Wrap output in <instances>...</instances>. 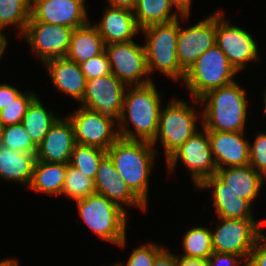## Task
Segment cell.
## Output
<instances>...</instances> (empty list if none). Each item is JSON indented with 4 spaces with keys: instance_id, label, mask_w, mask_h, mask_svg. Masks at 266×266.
Here are the masks:
<instances>
[{
    "instance_id": "1",
    "label": "cell",
    "mask_w": 266,
    "mask_h": 266,
    "mask_svg": "<svg viewBox=\"0 0 266 266\" xmlns=\"http://www.w3.org/2000/svg\"><path fill=\"white\" fill-rule=\"evenodd\" d=\"M153 82L135 85L130 91H125L122 112L117 120L119 121L117 122L119 138L147 142L155 139L161 111V98ZM130 122L135 132L127 128L126 125L130 126Z\"/></svg>"
},
{
    "instance_id": "2",
    "label": "cell",
    "mask_w": 266,
    "mask_h": 266,
    "mask_svg": "<svg viewBox=\"0 0 266 266\" xmlns=\"http://www.w3.org/2000/svg\"><path fill=\"white\" fill-rule=\"evenodd\" d=\"M246 90L235 81L207 92L195 103H204L202 127L208 131L244 132L247 118ZM208 100V101H207Z\"/></svg>"
},
{
    "instance_id": "3",
    "label": "cell",
    "mask_w": 266,
    "mask_h": 266,
    "mask_svg": "<svg viewBox=\"0 0 266 266\" xmlns=\"http://www.w3.org/2000/svg\"><path fill=\"white\" fill-rule=\"evenodd\" d=\"M151 142L119 138L106 152L129 189L147 206L148 180L156 155Z\"/></svg>"
},
{
    "instance_id": "4",
    "label": "cell",
    "mask_w": 266,
    "mask_h": 266,
    "mask_svg": "<svg viewBox=\"0 0 266 266\" xmlns=\"http://www.w3.org/2000/svg\"><path fill=\"white\" fill-rule=\"evenodd\" d=\"M141 31L145 34L144 44L149 75L158 69L172 80H183L185 71L180 67L177 56L179 18L161 24L147 26Z\"/></svg>"
},
{
    "instance_id": "5",
    "label": "cell",
    "mask_w": 266,
    "mask_h": 266,
    "mask_svg": "<svg viewBox=\"0 0 266 266\" xmlns=\"http://www.w3.org/2000/svg\"><path fill=\"white\" fill-rule=\"evenodd\" d=\"M78 211L88 227L102 240L124 247L127 212L107 197L94 193L76 200Z\"/></svg>"
},
{
    "instance_id": "6",
    "label": "cell",
    "mask_w": 266,
    "mask_h": 266,
    "mask_svg": "<svg viewBox=\"0 0 266 266\" xmlns=\"http://www.w3.org/2000/svg\"><path fill=\"white\" fill-rule=\"evenodd\" d=\"M238 72L229 63L224 52L215 44L202 53L185 72L182 80L193 99H200L210 90L234 82Z\"/></svg>"
},
{
    "instance_id": "7",
    "label": "cell",
    "mask_w": 266,
    "mask_h": 266,
    "mask_svg": "<svg viewBox=\"0 0 266 266\" xmlns=\"http://www.w3.org/2000/svg\"><path fill=\"white\" fill-rule=\"evenodd\" d=\"M198 118L195 108L180 99H172L166 108H161L158 131L151 142L155 146L160 138L163 144L165 159L174 153L191 136L199 130L196 127Z\"/></svg>"
},
{
    "instance_id": "8",
    "label": "cell",
    "mask_w": 266,
    "mask_h": 266,
    "mask_svg": "<svg viewBox=\"0 0 266 266\" xmlns=\"http://www.w3.org/2000/svg\"><path fill=\"white\" fill-rule=\"evenodd\" d=\"M219 219L221 222H218L217 230L211 232L213 252L231 253L243 257L245 262L243 266H247L250 252L262 232L261 227L266 225V220L258 222L244 219Z\"/></svg>"
},
{
    "instance_id": "9",
    "label": "cell",
    "mask_w": 266,
    "mask_h": 266,
    "mask_svg": "<svg viewBox=\"0 0 266 266\" xmlns=\"http://www.w3.org/2000/svg\"><path fill=\"white\" fill-rule=\"evenodd\" d=\"M105 51L112 74L127 86L145 85L153 81L147 76L149 71L144 45L136 44L133 40L110 43L105 45Z\"/></svg>"
},
{
    "instance_id": "10",
    "label": "cell",
    "mask_w": 266,
    "mask_h": 266,
    "mask_svg": "<svg viewBox=\"0 0 266 266\" xmlns=\"http://www.w3.org/2000/svg\"><path fill=\"white\" fill-rule=\"evenodd\" d=\"M203 130L204 132L200 130L196 132L166 159L169 171H172L176 163H178L177 161L180 160L190 170L189 172L196 187L206 178L217 173V166L212 155L208 130L205 128Z\"/></svg>"
},
{
    "instance_id": "11",
    "label": "cell",
    "mask_w": 266,
    "mask_h": 266,
    "mask_svg": "<svg viewBox=\"0 0 266 266\" xmlns=\"http://www.w3.org/2000/svg\"><path fill=\"white\" fill-rule=\"evenodd\" d=\"M216 45L237 72L242 71L249 62L260 60L258 45L251 34L229 24L220 10L216 12Z\"/></svg>"
},
{
    "instance_id": "12",
    "label": "cell",
    "mask_w": 266,
    "mask_h": 266,
    "mask_svg": "<svg viewBox=\"0 0 266 266\" xmlns=\"http://www.w3.org/2000/svg\"><path fill=\"white\" fill-rule=\"evenodd\" d=\"M68 118L74 127L76 144L96 146L107 151L119 139L118 131L113 127L116 119L111 116L81 106Z\"/></svg>"
},
{
    "instance_id": "13",
    "label": "cell",
    "mask_w": 266,
    "mask_h": 266,
    "mask_svg": "<svg viewBox=\"0 0 266 266\" xmlns=\"http://www.w3.org/2000/svg\"><path fill=\"white\" fill-rule=\"evenodd\" d=\"M73 28L34 21L31 17L23 33L24 39L45 62L67 58Z\"/></svg>"
},
{
    "instance_id": "14",
    "label": "cell",
    "mask_w": 266,
    "mask_h": 266,
    "mask_svg": "<svg viewBox=\"0 0 266 266\" xmlns=\"http://www.w3.org/2000/svg\"><path fill=\"white\" fill-rule=\"evenodd\" d=\"M127 85L112 73L86 80L82 107L119 119Z\"/></svg>"
},
{
    "instance_id": "15",
    "label": "cell",
    "mask_w": 266,
    "mask_h": 266,
    "mask_svg": "<svg viewBox=\"0 0 266 266\" xmlns=\"http://www.w3.org/2000/svg\"><path fill=\"white\" fill-rule=\"evenodd\" d=\"M216 44V13L197 24L180 27L177 40V56L180 67L186 72L198 57Z\"/></svg>"
},
{
    "instance_id": "16",
    "label": "cell",
    "mask_w": 266,
    "mask_h": 266,
    "mask_svg": "<svg viewBox=\"0 0 266 266\" xmlns=\"http://www.w3.org/2000/svg\"><path fill=\"white\" fill-rule=\"evenodd\" d=\"M84 3V0H33L31 18L48 24L79 28L90 22Z\"/></svg>"
},
{
    "instance_id": "17",
    "label": "cell",
    "mask_w": 266,
    "mask_h": 266,
    "mask_svg": "<svg viewBox=\"0 0 266 266\" xmlns=\"http://www.w3.org/2000/svg\"><path fill=\"white\" fill-rule=\"evenodd\" d=\"M58 118L37 147L36 160L69 164L76 145L75 132L68 117Z\"/></svg>"
},
{
    "instance_id": "18",
    "label": "cell",
    "mask_w": 266,
    "mask_h": 266,
    "mask_svg": "<svg viewBox=\"0 0 266 266\" xmlns=\"http://www.w3.org/2000/svg\"><path fill=\"white\" fill-rule=\"evenodd\" d=\"M95 191L111 200L114 204L122 206H138L144 211L147 206L129 189L125 181L115 168L113 161L106 155L100 162L94 179Z\"/></svg>"
},
{
    "instance_id": "19",
    "label": "cell",
    "mask_w": 266,
    "mask_h": 266,
    "mask_svg": "<svg viewBox=\"0 0 266 266\" xmlns=\"http://www.w3.org/2000/svg\"><path fill=\"white\" fill-rule=\"evenodd\" d=\"M208 137L217 169L249 164L250 144L244 132L208 131Z\"/></svg>"
},
{
    "instance_id": "20",
    "label": "cell",
    "mask_w": 266,
    "mask_h": 266,
    "mask_svg": "<svg viewBox=\"0 0 266 266\" xmlns=\"http://www.w3.org/2000/svg\"><path fill=\"white\" fill-rule=\"evenodd\" d=\"M197 188L213 189V205L219 218L255 220L252 204L241 197H236L216 174L206 178Z\"/></svg>"
},
{
    "instance_id": "21",
    "label": "cell",
    "mask_w": 266,
    "mask_h": 266,
    "mask_svg": "<svg viewBox=\"0 0 266 266\" xmlns=\"http://www.w3.org/2000/svg\"><path fill=\"white\" fill-rule=\"evenodd\" d=\"M94 26L105 45L132 41V38L141 31L132 10L110 6H107L100 22Z\"/></svg>"
},
{
    "instance_id": "22",
    "label": "cell",
    "mask_w": 266,
    "mask_h": 266,
    "mask_svg": "<svg viewBox=\"0 0 266 266\" xmlns=\"http://www.w3.org/2000/svg\"><path fill=\"white\" fill-rule=\"evenodd\" d=\"M51 81L56 89L81 102L84 97L86 78L81 67L67 58L45 62Z\"/></svg>"
},
{
    "instance_id": "23",
    "label": "cell",
    "mask_w": 266,
    "mask_h": 266,
    "mask_svg": "<svg viewBox=\"0 0 266 266\" xmlns=\"http://www.w3.org/2000/svg\"><path fill=\"white\" fill-rule=\"evenodd\" d=\"M216 175L236 195L250 204L257 196L265 178L250 164L217 169Z\"/></svg>"
},
{
    "instance_id": "24",
    "label": "cell",
    "mask_w": 266,
    "mask_h": 266,
    "mask_svg": "<svg viewBox=\"0 0 266 266\" xmlns=\"http://www.w3.org/2000/svg\"><path fill=\"white\" fill-rule=\"evenodd\" d=\"M105 51V43L97 28L90 22L73 29L67 59L79 66Z\"/></svg>"
},
{
    "instance_id": "25",
    "label": "cell",
    "mask_w": 266,
    "mask_h": 266,
    "mask_svg": "<svg viewBox=\"0 0 266 266\" xmlns=\"http://www.w3.org/2000/svg\"><path fill=\"white\" fill-rule=\"evenodd\" d=\"M35 155L0 145V177L29 187L33 178Z\"/></svg>"
},
{
    "instance_id": "26",
    "label": "cell",
    "mask_w": 266,
    "mask_h": 266,
    "mask_svg": "<svg viewBox=\"0 0 266 266\" xmlns=\"http://www.w3.org/2000/svg\"><path fill=\"white\" fill-rule=\"evenodd\" d=\"M65 163L35 161L29 188L52 196H60L67 170Z\"/></svg>"
},
{
    "instance_id": "27",
    "label": "cell",
    "mask_w": 266,
    "mask_h": 266,
    "mask_svg": "<svg viewBox=\"0 0 266 266\" xmlns=\"http://www.w3.org/2000/svg\"><path fill=\"white\" fill-rule=\"evenodd\" d=\"M58 118L52 111L46 110L41 100L36 97L28 106L21 124L38 147Z\"/></svg>"
},
{
    "instance_id": "28",
    "label": "cell",
    "mask_w": 266,
    "mask_h": 266,
    "mask_svg": "<svg viewBox=\"0 0 266 266\" xmlns=\"http://www.w3.org/2000/svg\"><path fill=\"white\" fill-rule=\"evenodd\" d=\"M170 0H136L133 9L137 26L143 29L153 24L168 23L178 19L179 14L172 12Z\"/></svg>"
},
{
    "instance_id": "29",
    "label": "cell",
    "mask_w": 266,
    "mask_h": 266,
    "mask_svg": "<svg viewBox=\"0 0 266 266\" xmlns=\"http://www.w3.org/2000/svg\"><path fill=\"white\" fill-rule=\"evenodd\" d=\"M106 155V150L102 148L76 144L69 165L94 181L98 166Z\"/></svg>"
},
{
    "instance_id": "30",
    "label": "cell",
    "mask_w": 266,
    "mask_h": 266,
    "mask_svg": "<svg viewBox=\"0 0 266 266\" xmlns=\"http://www.w3.org/2000/svg\"><path fill=\"white\" fill-rule=\"evenodd\" d=\"M211 232L206 227L197 226L188 229L182 240L185 253L181 256L208 260L213 253Z\"/></svg>"
},
{
    "instance_id": "31",
    "label": "cell",
    "mask_w": 266,
    "mask_h": 266,
    "mask_svg": "<svg viewBox=\"0 0 266 266\" xmlns=\"http://www.w3.org/2000/svg\"><path fill=\"white\" fill-rule=\"evenodd\" d=\"M31 17L30 0H0V27L17 25L23 35L26 24Z\"/></svg>"
},
{
    "instance_id": "32",
    "label": "cell",
    "mask_w": 266,
    "mask_h": 266,
    "mask_svg": "<svg viewBox=\"0 0 266 266\" xmlns=\"http://www.w3.org/2000/svg\"><path fill=\"white\" fill-rule=\"evenodd\" d=\"M94 193H96L94 181L68 164L61 194L76 201Z\"/></svg>"
},
{
    "instance_id": "33",
    "label": "cell",
    "mask_w": 266,
    "mask_h": 266,
    "mask_svg": "<svg viewBox=\"0 0 266 266\" xmlns=\"http://www.w3.org/2000/svg\"><path fill=\"white\" fill-rule=\"evenodd\" d=\"M0 145L28 154H36L37 152V146L33 143L21 123L4 126Z\"/></svg>"
},
{
    "instance_id": "34",
    "label": "cell",
    "mask_w": 266,
    "mask_h": 266,
    "mask_svg": "<svg viewBox=\"0 0 266 266\" xmlns=\"http://www.w3.org/2000/svg\"><path fill=\"white\" fill-rule=\"evenodd\" d=\"M37 97L34 92L21 93L15 100L0 110V120L4 126L20 124L30 103Z\"/></svg>"
},
{
    "instance_id": "35",
    "label": "cell",
    "mask_w": 266,
    "mask_h": 266,
    "mask_svg": "<svg viewBox=\"0 0 266 266\" xmlns=\"http://www.w3.org/2000/svg\"><path fill=\"white\" fill-rule=\"evenodd\" d=\"M163 246L155 243H147L136 247L131 253L127 263L123 266H153L156 256L163 250Z\"/></svg>"
},
{
    "instance_id": "36",
    "label": "cell",
    "mask_w": 266,
    "mask_h": 266,
    "mask_svg": "<svg viewBox=\"0 0 266 266\" xmlns=\"http://www.w3.org/2000/svg\"><path fill=\"white\" fill-rule=\"evenodd\" d=\"M249 164L266 178V133H259L253 144L249 145Z\"/></svg>"
},
{
    "instance_id": "37",
    "label": "cell",
    "mask_w": 266,
    "mask_h": 266,
    "mask_svg": "<svg viewBox=\"0 0 266 266\" xmlns=\"http://www.w3.org/2000/svg\"><path fill=\"white\" fill-rule=\"evenodd\" d=\"M80 67L86 80L103 77L112 73L106 51L87 60L85 63L80 65Z\"/></svg>"
},
{
    "instance_id": "38",
    "label": "cell",
    "mask_w": 266,
    "mask_h": 266,
    "mask_svg": "<svg viewBox=\"0 0 266 266\" xmlns=\"http://www.w3.org/2000/svg\"><path fill=\"white\" fill-rule=\"evenodd\" d=\"M247 266H266V236L262 232L250 252Z\"/></svg>"
},
{
    "instance_id": "39",
    "label": "cell",
    "mask_w": 266,
    "mask_h": 266,
    "mask_svg": "<svg viewBox=\"0 0 266 266\" xmlns=\"http://www.w3.org/2000/svg\"><path fill=\"white\" fill-rule=\"evenodd\" d=\"M241 258L243 259V257L231 253L213 252L208 258V262L209 266H240Z\"/></svg>"
},
{
    "instance_id": "40",
    "label": "cell",
    "mask_w": 266,
    "mask_h": 266,
    "mask_svg": "<svg viewBox=\"0 0 266 266\" xmlns=\"http://www.w3.org/2000/svg\"><path fill=\"white\" fill-rule=\"evenodd\" d=\"M21 92L8 84H0V110L5 108L10 102L15 100Z\"/></svg>"
},
{
    "instance_id": "41",
    "label": "cell",
    "mask_w": 266,
    "mask_h": 266,
    "mask_svg": "<svg viewBox=\"0 0 266 266\" xmlns=\"http://www.w3.org/2000/svg\"><path fill=\"white\" fill-rule=\"evenodd\" d=\"M153 266H177V255L163 249L155 258Z\"/></svg>"
},
{
    "instance_id": "42",
    "label": "cell",
    "mask_w": 266,
    "mask_h": 266,
    "mask_svg": "<svg viewBox=\"0 0 266 266\" xmlns=\"http://www.w3.org/2000/svg\"><path fill=\"white\" fill-rule=\"evenodd\" d=\"M177 266H209V262L202 258H188L177 256Z\"/></svg>"
},
{
    "instance_id": "43",
    "label": "cell",
    "mask_w": 266,
    "mask_h": 266,
    "mask_svg": "<svg viewBox=\"0 0 266 266\" xmlns=\"http://www.w3.org/2000/svg\"><path fill=\"white\" fill-rule=\"evenodd\" d=\"M110 7L126 8L129 10L134 9L136 0H107Z\"/></svg>"
},
{
    "instance_id": "44",
    "label": "cell",
    "mask_w": 266,
    "mask_h": 266,
    "mask_svg": "<svg viewBox=\"0 0 266 266\" xmlns=\"http://www.w3.org/2000/svg\"><path fill=\"white\" fill-rule=\"evenodd\" d=\"M4 29L0 27V59L2 58L3 52L6 49L7 40L5 34L1 33Z\"/></svg>"
},
{
    "instance_id": "45",
    "label": "cell",
    "mask_w": 266,
    "mask_h": 266,
    "mask_svg": "<svg viewBox=\"0 0 266 266\" xmlns=\"http://www.w3.org/2000/svg\"><path fill=\"white\" fill-rule=\"evenodd\" d=\"M17 259L0 260V266H19Z\"/></svg>"
},
{
    "instance_id": "46",
    "label": "cell",
    "mask_w": 266,
    "mask_h": 266,
    "mask_svg": "<svg viewBox=\"0 0 266 266\" xmlns=\"http://www.w3.org/2000/svg\"><path fill=\"white\" fill-rule=\"evenodd\" d=\"M3 129H4V125H3V122L0 120V142H1L2 135H3Z\"/></svg>"
},
{
    "instance_id": "47",
    "label": "cell",
    "mask_w": 266,
    "mask_h": 266,
    "mask_svg": "<svg viewBox=\"0 0 266 266\" xmlns=\"http://www.w3.org/2000/svg\"><path fill=\"white\" fill-rule=\"evenodd\" d=\"M265 95H264V104H265V106H264V112H263V114L264 115H266V90H265V93H264Z\"/></svg>"
},
{
    "instance_id": "48",
    "label": "cell",
    "mask_w": 266,
    "mask_h": 266,
    "mask_svg": "<svg viewBox=\"0 0 266 266\" xmlns=\"http://www.w3.org/2000/svg\"><path fill=\"white\" fill-rule=\"evenodd\" d=\"M111 266H123V263H116V264L111 265Z\"/></svg>"
}]
</instances>
